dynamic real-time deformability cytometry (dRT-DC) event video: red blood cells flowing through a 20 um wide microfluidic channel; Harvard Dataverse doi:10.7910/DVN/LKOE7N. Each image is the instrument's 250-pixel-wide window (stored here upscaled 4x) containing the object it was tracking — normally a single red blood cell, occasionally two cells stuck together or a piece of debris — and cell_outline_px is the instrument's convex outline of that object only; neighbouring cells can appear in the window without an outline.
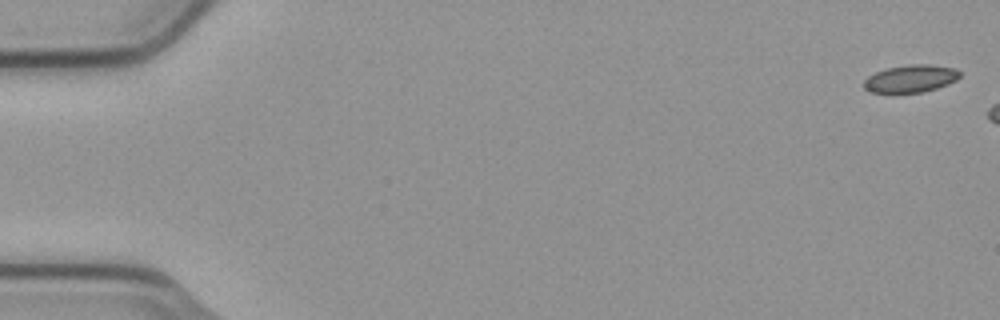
{"species": "common noctule bat (a hibernating species)", "species_latin": "Nyctalus noctula", "temperature_condition": "cold", "stored_images_in_passage": 3, "camera_frame_rate_fps": 3000, "um_per_image_px": 0.085, "animal": {"sex": "male", "body_mass_g": 23.1, "forearm_length_mm": 52.7}, "frame": {"image": 1, "passage_image": 1, "time_ms": 0.0, "image_size_px": [1000, 320], "cell_outline_px": [[960, 76], [956, 80], [948, 84], [924, 92], [872, 92], [864, 88], [864, 80], [868, 76], [876, 72], [888, 68], [908, 64], [928, 64], [956, 68], [960, 72]], "centroid_in_image_um": [77.43, 6.67], "position_along_channel_um": 7.6, "area_um2": 15.26}}